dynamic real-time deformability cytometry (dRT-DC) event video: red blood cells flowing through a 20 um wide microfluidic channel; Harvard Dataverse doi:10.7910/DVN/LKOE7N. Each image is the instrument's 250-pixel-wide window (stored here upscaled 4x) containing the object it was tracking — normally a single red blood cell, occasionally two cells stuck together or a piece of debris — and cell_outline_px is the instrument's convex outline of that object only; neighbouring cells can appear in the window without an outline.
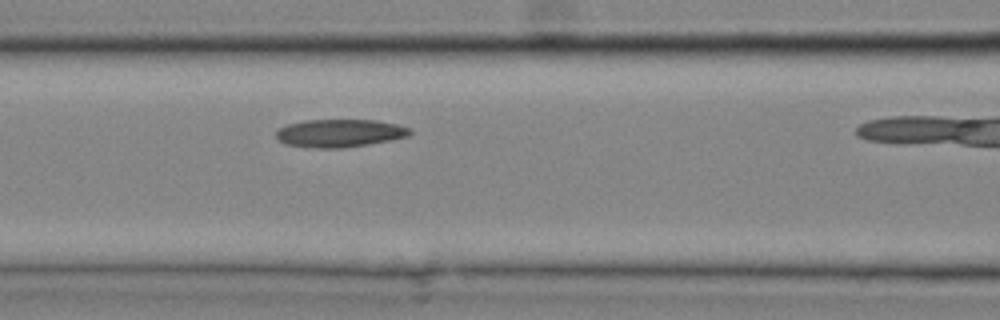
{"species": "common noctule bat (a hibernating species)", "species_latin": "Nyctalus noctula", "temperature_condition": "cold", "stored_images_in_passage": 8, "camera_frame_rate_fps": 3000, "um_per_image_px": 0.085, "animal": {"sex": "male", "body_mass_g": 20.4}, "frame": {"image": 1, "passage_image": 7, "time_ms": 2.0, "image_size_px": [1000, 320], "cell_outline_px": [[412, 132], [408, 136], [392, 140], [344, 148], [308, 148], [284, 144], [276, 136], [276, 132], [280, 128], [288, 124], [304, 120], [376, 120], [396, 124], [408, 128]], "centroid_in_image_um": [28.85, 11.33], "position_along_channel_um": 137.7, "area_um2": 21.79}}